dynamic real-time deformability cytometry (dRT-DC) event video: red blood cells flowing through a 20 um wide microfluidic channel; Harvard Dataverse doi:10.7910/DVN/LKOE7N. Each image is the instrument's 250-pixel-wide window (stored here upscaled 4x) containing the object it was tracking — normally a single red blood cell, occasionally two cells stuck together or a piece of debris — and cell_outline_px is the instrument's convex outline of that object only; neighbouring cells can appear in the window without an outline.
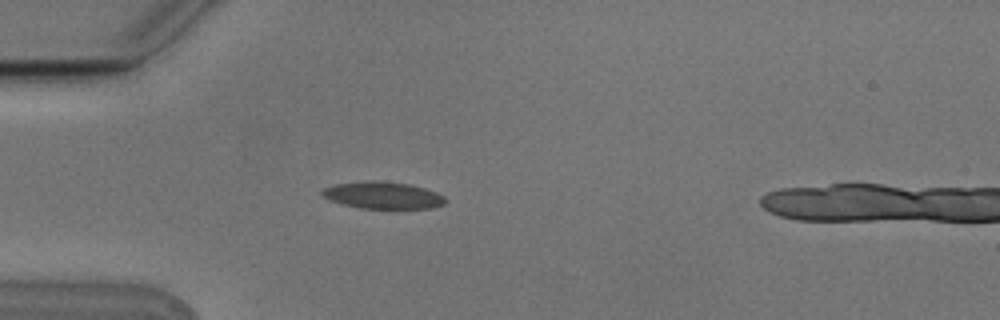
{"species": "Egyptian fruit bat (a non-hibernating species)", "species_latin": "Rousettus aegyptiacus", "temperature_condition": "cold", "stored_images_in_passage": 4, "camera_frame_rate_fps": 3000, "um_per_image_px": 0.085, "animal": {"sex": "male"}, "frame": {"image": 1, "passage_image": 3, "time_ms": 0.667, "image_size_px": [1000, 320], "cell_outline_px": [[444, 204], [432, 208], [360, 208], [344, 204], [332, 200], [324, 196], [320, 192], [324, 188], [336, 184], [368, 180], [372, 180], [408, 184], [424, 188], [436, 192], [444, 196]], "centroid_in_image_um": [32.55, 16.59], "position_along_channel_um": 52.5, "area_um2": 19.02}}